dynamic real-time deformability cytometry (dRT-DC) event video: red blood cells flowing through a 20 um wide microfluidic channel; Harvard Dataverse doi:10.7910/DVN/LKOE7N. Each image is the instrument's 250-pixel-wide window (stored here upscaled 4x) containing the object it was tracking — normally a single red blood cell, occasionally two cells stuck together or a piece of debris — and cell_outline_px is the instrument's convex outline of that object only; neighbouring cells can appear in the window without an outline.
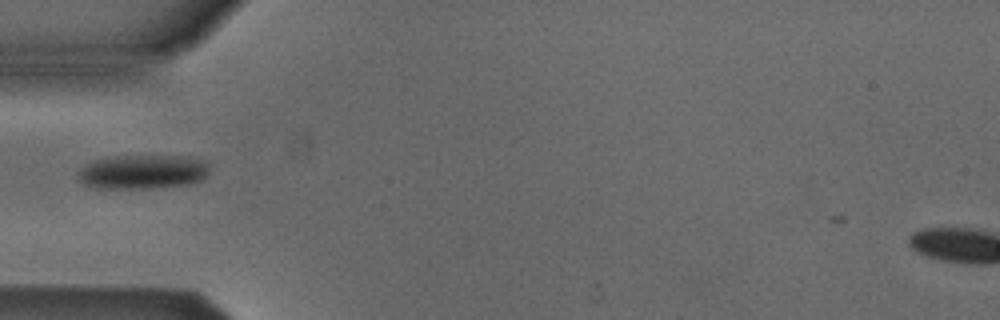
{"species": "Egyptian fruit bat (a non-hibernating species)", "species_latin": "Rousettus aegyptiacus", "temperature_condition": "cold", "stored_images_in_passage": 36, "camera_frame_rate_fps": 3000, "um_per_image_px": 0.085, "animal": {"sex": "male"}, "frame": {"image": 1, "passage_image": 1, "time_ms": 0.0, "image_size_px": [1000, 320], "cell_outline_px": [[208, 172], [200, 180], [188, 184], [152, 188], [96, 188], [84, 184], [80, 180], [80, 168], [96, 160], [112, 156], [188, 156], [200, 160], [208, 164]], "centroid_in_image_um": [12.14, 14.6], "position_along_channel_um": 72.9, "area_um2": 25.84}}
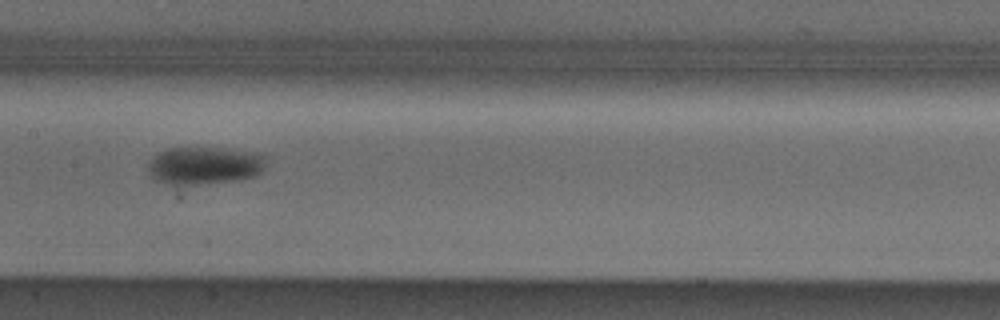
{"frame": {"image": 2, "passage_image": 10, "time_ms": 3.0, "image_size_px": [1000, 320], "cell_outline_px": [[268, 156], [264, 168], [256, 176], [236, 180], [180, 188], [172, 188], [156, 180], [148, 172], [148, 160], [152, 156], [168, 148], [224, 148], [256, 152]], "centroid_in_image_um": [17.34, 14.11], "position_along_channel_um": 190.1, "area_um2": 27.05}}
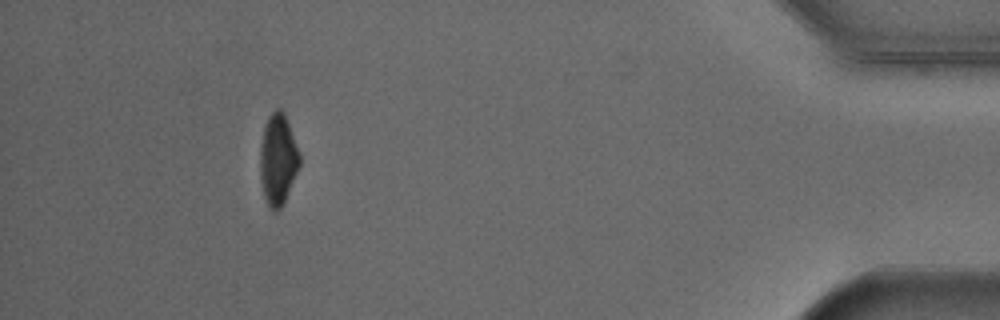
{"frame": {"image": 3, "passage_image": 32, "time_ms": 10.333, "image_size_px": [1000, 320], "cell_outline_px": [[300, 164], [284, 204], [276, 212], [272, 212], [268, 208], [264, 196], [260, 180], [260, 148], [264, 128], [268, 116], [276, 108], [280, 108], [284, 112], [300, 152]], "centroid_in_image_um": [23.62, 13.59], "position_along_channel_um": 411.6, "area_um2": 21.21}}